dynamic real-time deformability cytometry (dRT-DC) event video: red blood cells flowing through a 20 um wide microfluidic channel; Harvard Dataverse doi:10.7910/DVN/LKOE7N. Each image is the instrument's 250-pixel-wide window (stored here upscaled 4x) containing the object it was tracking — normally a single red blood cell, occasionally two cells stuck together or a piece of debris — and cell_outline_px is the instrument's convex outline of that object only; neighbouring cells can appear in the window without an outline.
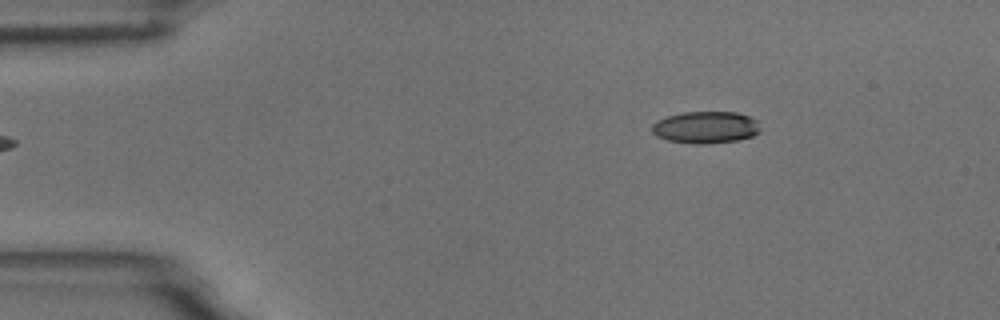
{"species": "common noctule bat (a hibernating species)", "species_latin": "Nyctalus noctula", "temperature_condition": "room temperature", "stored_images_in_passage": 3, "camera_frame_rate_fps": 3000, "um_per_image_px": 0.085, "animal": {"sex": "male", "body_mass_g": 18.8}, "frame": {"image": 1, "passage_image": 3, "time_ms": 2.333, "image_size_px": [1000, 320], "cell_outline_px": [[760, 132], [752, 136], [736, 140], [708, 144], [696, 144], [668, 140], [656, 136], [652, 132], [652, 124], [656, 120], [668, 116], [684, 112], [736, 112], [748, 116], [756, 120], [760, 128]], "centroid_in_image_um": [59.97, 10.82], "position_along_channel_um": 25.0, "area_um2": 20.17}}